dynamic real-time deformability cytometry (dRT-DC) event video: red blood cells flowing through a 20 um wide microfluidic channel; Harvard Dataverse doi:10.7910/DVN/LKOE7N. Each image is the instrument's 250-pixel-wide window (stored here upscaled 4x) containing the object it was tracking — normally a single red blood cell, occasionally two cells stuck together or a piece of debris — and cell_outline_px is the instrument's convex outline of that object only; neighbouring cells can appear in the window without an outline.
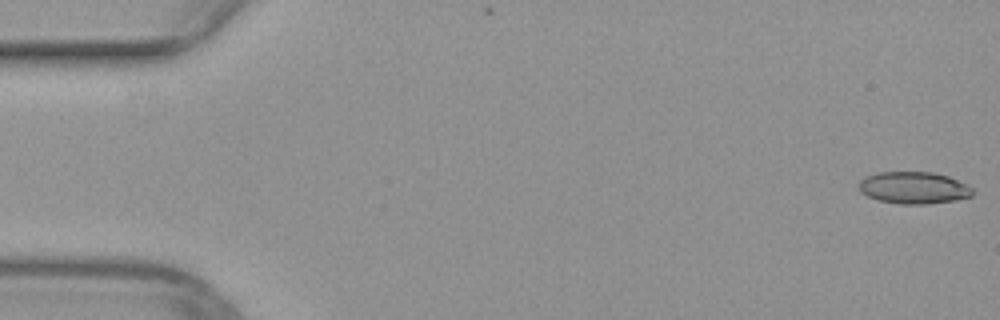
{"species": "common noctule bat (a hibernating species)", "species_latin": "Nyctalus noctula", "temperature_condition": "warm", "stored_images_in_passage": 50, "camera_frame_rate_fps": 3000, "um_per_image_px": 0.085, "animal": {"sex": "female", "body_mass_g": 29.2, "forearm_length_mm": 56.3}, "frame": {"image": 1, "passage_image": 1, "time_ms": 0.0, "image_size_px": [1000, 320], "cell_outline_px": [[972, 196], [956, 200], [928, 204], [900, 204], [876, 200], [860, 192], [860, 180], [864, 176], [880, 172], [932, 172], [948, 176], [968, 184], [972, 188]], "centroid_in_image_um": [77.67, 15.96], "position_along_channel_um": 7.3, "area_um2": 21.33}}
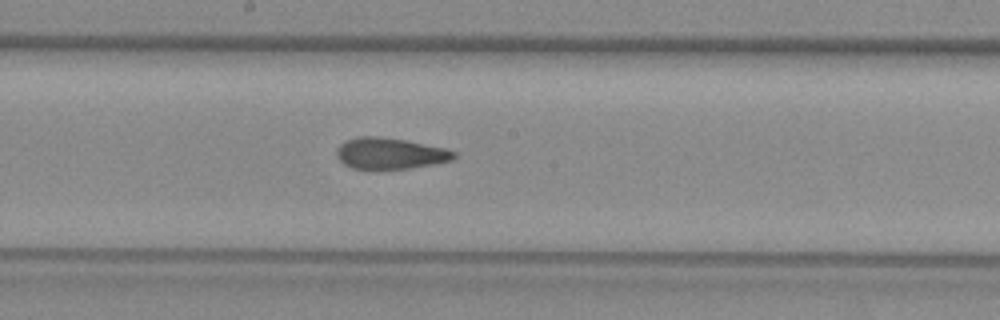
{"frame": {"image": 2, "passage_image": 27, "time_ms": 8.667, "image_size_px": [1000, 320], "cell_outline_px": [[456, 156], [452, 160], [432, 164], [408, 168], [352, 168], [344, 164], [336, 156], [336, 148], [340, 144], [356, 136], [376, 136], [404, 140], [444, 148], [456, 152]], "centroid_in_image_um": [33.12, 13.03], "position_along_channel_um": 215.1, "area_um2": 20.98}}
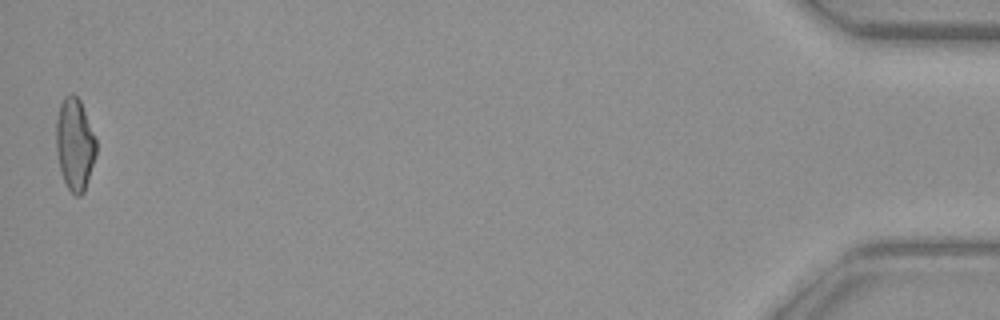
{"frame": {"image": 3, "passage_image": 50, "time_ms": 16.333, "image_size_px": [1000, 320], "cell_outline_px": [[96, 152], [84, 192], [80, 196], [76, 196], [68, 188], [64, 180], [60, 168], [56, 148], [56, 120], [60, 104], [64, 96], [72, 92], [80, 100], [96, 140]], "centroid_in_image_um": [6.34, 12.23], "position_along_channel_um": 428.9, "area_um2": 21.21}}